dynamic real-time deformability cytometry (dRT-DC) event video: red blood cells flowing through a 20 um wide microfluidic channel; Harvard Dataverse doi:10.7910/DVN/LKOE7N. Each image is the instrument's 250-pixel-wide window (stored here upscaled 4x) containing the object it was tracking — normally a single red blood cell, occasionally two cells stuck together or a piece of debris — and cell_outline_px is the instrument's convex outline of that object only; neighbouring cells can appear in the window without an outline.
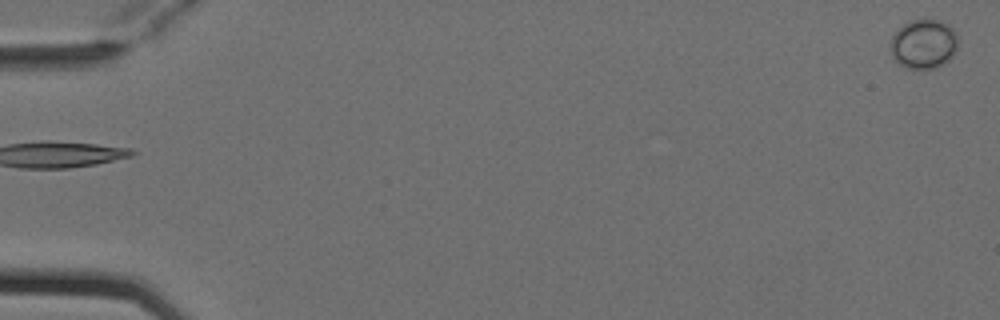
{"species": "Egyptian fruit bat (a non-hibernating species)", "species_latin": "Rousettus aegyptiacus", "temperature_condition": "cold", "stored_images_in_passage": 9, "camera_frame_rate_fps": 3000, "um_per_image_px": 0.085, "animal": {"sex": "female"}, "frame": {"image": 1, "passage_image": 1, "time_ms": 0.0, "image_size_px": [1000, 320], "cell_outline_px": [[956, 52], [944, 64], [936, 68], [908, 68], [900, 64], [892, 56], [888, 44], [896, 28], [908, 20], [940, 20], [948, 24], [956, 32]], "centroid_in_image_um": [78.47, 3.72], "position_along_channel_um": 6.5, "area_um2": 19.65}}
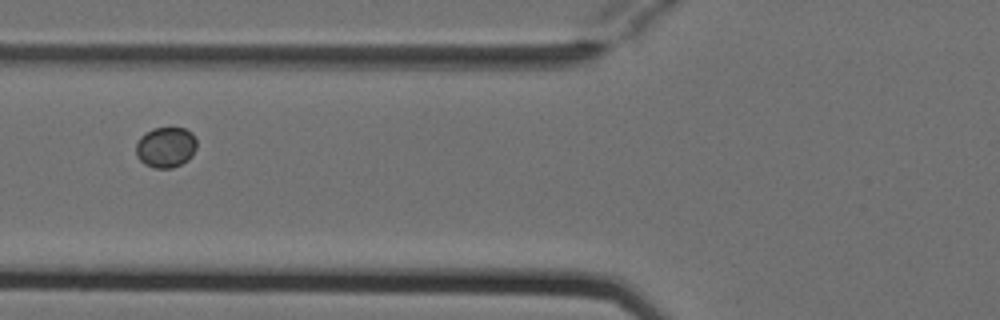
{"frame": {"image": 2, "passage_image": 7, "time_ms": 2.0, "image_size_px": [1000, 320], "cell_outline_px": [[196, 148], [192, 156], [188, 160], [172, 168], [152, 168], [144, 164], [136, 156], [136, 144], [140, 136], [152, 128], [184, 128], [192, 132], [196, 140]], "centroid_in_image_um": [14.08, 12.52], "position_along_channel_um": 111.7, "area_um2": 14.51}}
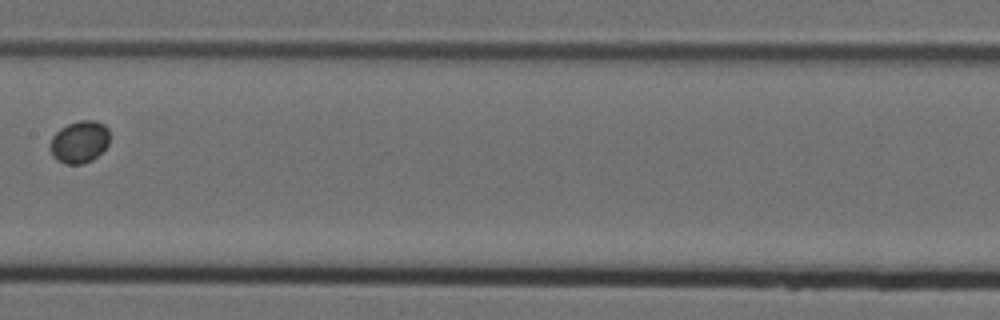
{"frame": {"image": 3, "passage_image": 9, "time_ms": 2.667, "image_size_px": [1000, 320], "cell_outline_px": [[108, 144], [92, 160], [84, 164], [64, 164], [56, 160], [52, 156], [48, 148], [48, 144], [52, 136], [60, 128], [68, 124], [80, 120], [96, 120], [104, 124], [108, 128]], "centroid_in_image_um": [6.7, 12.06], "position_along_channel_um": 200.7, "area_um2": 14.85}}